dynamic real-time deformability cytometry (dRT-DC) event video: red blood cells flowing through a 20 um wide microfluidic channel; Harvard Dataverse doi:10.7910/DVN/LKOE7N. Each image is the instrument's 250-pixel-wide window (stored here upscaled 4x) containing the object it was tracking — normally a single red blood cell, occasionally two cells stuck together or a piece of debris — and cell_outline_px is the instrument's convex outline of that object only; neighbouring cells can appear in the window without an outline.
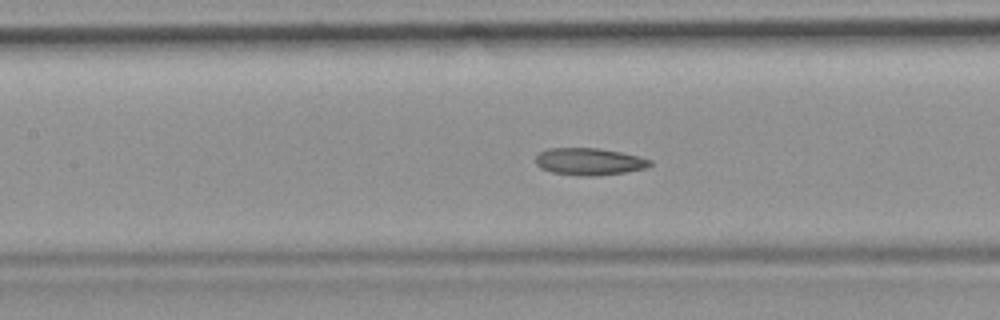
{"species": "common noctule bat (a hibernating species)", "species_latin": "Nyctalus noctula", "temperature_condition": "room temperature", "stored_images_in_passage": 31, "camera_frame_rate_fps": 3000, "um_per_image_px": 0.085, "animal": {"sex": "female", "body_mass_g": 19.9}, "frame": {"image": 1, "passage_image": 10, "time_ms": 3.0, "image_size_px": [1000, 320], "cell_outline_px": [[652, 164], [644, 168], [624, 172], [596, 176], [584, 176], [552, 172], [540, 168], [536, 164], [536, 156], [540, 152], [548, 148], [600, 148], [620, 152], [652, 160]], "centroid_in_image_um": [50.05, 13.73], "position_along_channel_um": 157.3, "area_um2": 17.92}, "authors_computed_cell_mechanics": {"area_um2": 17.9758, "velocity_mm_per_s": 3.916, "shape_relaxation_time_tau1_ms": 9.6582, "shape_relaxation_time_tau2_ms": 1.0732, "deformation_change_tau1": 0.1768, "deformation_change_tau2": 0.061}}